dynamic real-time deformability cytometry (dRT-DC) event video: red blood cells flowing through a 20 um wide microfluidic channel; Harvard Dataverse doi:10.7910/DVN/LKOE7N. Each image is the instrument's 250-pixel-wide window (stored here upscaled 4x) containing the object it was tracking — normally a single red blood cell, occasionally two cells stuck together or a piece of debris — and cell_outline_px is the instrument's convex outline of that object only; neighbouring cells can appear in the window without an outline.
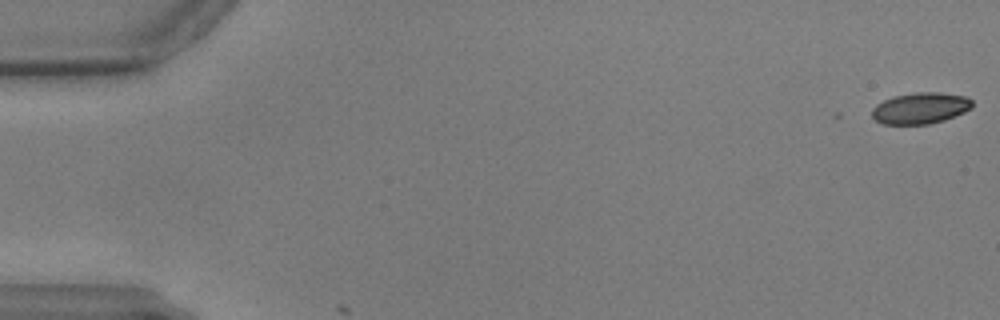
{"species": "common noctule bat (a hibernating species)", "species_latin": "Nyctalus noctula", "temperature_condition": "warm", "stored_images_in_passage": 2, "camera_frame_rate_fps": 3000, "um_per_image_px": 0.085, "animal": {"sex": "male", "body_mass_g": 17.9, "forearm_length_mm": 54.2}, "frame": {"image": 1, "passage_image": 1, "time_ms": 0.0, "image_size_px": [1000, 320], "cell_outline_px": [[972, 108], [964, 112], [944, 120], [928, 124], [884, 124], [876, 120], [872, 116], [872, 108], [876, 104], [892, 96], [916, 92], [940, 92], [968, 96], [972, 100]], "centroid_in_image_um": [78.25, 9.18], "position_along_channel_um": 6.8, "area_um2": 18.38}}